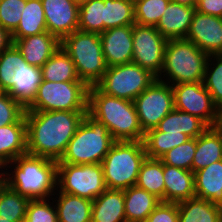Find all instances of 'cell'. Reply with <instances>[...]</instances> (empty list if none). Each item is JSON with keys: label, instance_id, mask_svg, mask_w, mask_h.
Returning <instances> with one entry per match:
<instances>
[{"label": "cell", "instance_id": "1", "mask_svg": "<svg viewBox=\"0 0 222 222\" xmlns=\"http://www.w3.org/2000/svg\"><path fill=\"white\" fill-rule=\"evenodd\" d=\"M88 111H25L27 153L59 161Z\"/></svg>", "mask_w": 222, "mask_h": 222}, {"label": "cell", "instance_id": "2", "mask_svg": "<svg viewBox=\"0 0 222 222\" xmlns=\"http://www.w3.org/2000/svg\"><path fill=\"white\" fill-rule=\"evenodd\" d=\"M57 165L58 161L45 157L28 153L20 155L4 166L14 169L11 173L4 171V183L30 200H46L56 193Z\"/></svg>", "mask_w": 222, "mask_h": 222}, {"label": "cell", "instance_id": "3", "mask_svg": "<svg viewBox=\"0 0 222 222\" xmlns=\"http://www.w3.org/2000/svg\"><path fill=\"white\" fill-rule=\"evenodd\" d=\"M88 113L103 123L115 141H143L134 101L103 93L97 86L88 90Z\"/></svg>", "mask_w": 222, "mask_h": 222}, {"label": "cell", "instance_id": "4", "mask_svg": "<svg viewBox=\"0 0 222 222\" xmlns=\"http://www.w3.org/2000/svg\"><path fill=\"white\" fill-rule=\"evenodd\" d=\"M114 142L108 128L87 112L58 163H101Z\"/></svg>", "mask_w": 222, "mask_h": 222}, {"label": "cell", "instance_id": "5", "mask_svg": "<svg viewBox=\"0 0 222 222\" xmlns=\"http://www.w3.org/2000/svg\"><path fill=\"white\" fill-rule=\"evenodd\" d=\"M208 58L209 55L201 51L193 42L186 39H170L164 51L161 71L164 76L157 79L171 85L172 83L203 82ZM165 76L166 81L162 79Z\"/></svg>", "mask_w": 222, "mask_h": 222}, {"label": "cell", "instance_id": "6", "mask_svg": "<svg viewBox=\"0 0 222 222\" xmlns=\"http://www.w3.org/2000/svg\"><path fill=\"white\" fill-rule=\"evenodd\" d=\"M146 157L143 141H115L101 162L106 188L125 190L136 186Z\"/></svg>", "mask_w": 222, "mask_h": 222}, {"label": "cell", "instance_id": "7", "mask_svg": "<svg viewBox=\"0 0 222 222\" xmlns=\"http://www.w3.org/2000/svg\"><path fill=\"white\" fill-rule=\"evenodd\" d=\"M61 47L74 62L80 80L88 87L102 80L108 66L100 34L76 30L61 40Z\"/></svg>", "mask_w": 222, "mask_h": 222}, {"label": "cell", "instance_id": "8", "mask_svg": "<svg viewBox=\"0 0 222 222\" xmlns=\"http://www.w3.org/2000/svg\"><path fill=\"white\" fill-rule=\"evenodd\" d=\"M88 90L82 81L42 80L26 111H88Z\"/></svg>", "mask_w": 222, "mask_h": 222}, {"label": "cell", "instance_id": "9", "mask_svg": "<svg viewBox=\"0 0 222 222\" xmlns=\"http://www.w3.org/2000/svg\"><path fill=\"white\" fill-rule=\"evenodd\" d=\"M157 77L134 62L108 67L96 85L103 93L134 101Z\"/></svg>", "mask_w": 222, "mask_h": 222}, {"label": "cell", "instance_id": "10", "mask_svg": "<svg viewBox=\"0 0 222 222\" xmlns=\"http://www.w3.org/2000/svg\"><path fill=\"white\" fill-rule=\"evenodd\" d=\"M106 189L101 163L85 165L58 163L56 191L93 201Z\"/></svg>", "mask_w": 222, "mask_h": 222}, {"label": "cell", "instance_id": "11", "mask_svg": "<svg viewBox=\"0 0 222 222\" xmlns=\"http://www.w3.org/2000/svg\"><path fill=\"white\" fill-rule=\"evenodd\" d=\"M140 126L144 133L156 128L174 106L172 85L156 79L135 98Z\"/></svg>", "mask_w": 222, "mask_h": 222}, {"label": "cell", "instance_id": "12", "mask_svg": "<svg viewBox=\"0 0 222 222\" xmlns=\"http://www.w3.org/2000/svg\"><path fill=\"white\" fill-rule=\"evenodd\" d=\"M132 62L161 77L167 39L155 26L133 24Z\"/></svg>", "mask_w": 222, "mask_h": 222}, {"label": "cell", "instance_id": "13", "mask_svg": "<svg viewBox=\"0 0 222 222\" xmlns=\"http://www.w3.org/2000/svg\"><path fill=\"white\" fill-rule=\"evenodd\" d=\"M175 109L202 119L209 127L218 126L222 118L203 82L172 84Z\"/></svg>", "mask_w": 222, "mask_h": 222}, {"label": "cell", "instance_id": "14", "mask_svg": "<svg viewBox=\"0 0 222 222\" xmlns=\"http://www.w3.org/2000/svg\"><path fill=\"white\" fill-rule=\"evenodd\" d=\"M185 39L208 55L222 54V18L195 11Z\"/></svg>", "mask_w": 222, "mask_h": 222}, {"label": "cell", "instance_id": "15", "mask_svg": "<svg viewBox=\"0 0 222 222\" xmlns=\"http://www.w3.org/2000/svg\"><path fill=\"white\" fill-rule=\"evenodd\" d=\"M47 31L60 41L78 30L79 5L73 0H41Z\"/></svg>", "mask_w": 222, "mask_h": 222}, {"label": "cell", "instance_id": "16", "mask_svg": "<svg viewBox=\"0 0 222 222\" xmlns=\"http://www.w3.org/2000/svg\"><path fill=\"white\" fill-rule=\"evenodd\" d=\"M133 25L105 30L100 34L102 51L108 67L132 62Z\"/></svg>", "mask_w": 222, "mask_h": 222}, {"label": "cell", "instance_id": "17", "mask_svg": "<svg viewBox=\"0 0 222 222\" xmlns=\"http://www.w3.org/2000/svg\"><path fill=\"white\" fill-rule=\"evenodd\" d=\"M24 60L41 68L61 46V41L48 31L12 41Z\"/></svg>", "mask_w": 222, "mask_h": 222}, {"label": "cell", "instance_id": "18", "mask_svg": "<svg viewBox=\"0 0 222 222\" xmlns=\"http://www.w3.org/2000/svg\"><path fill=\"white\" fill-rule=\"evenodd\" d=\"M196 7L181 5L170 1L156 29L167 39H185Z\"/></svg>", "mask_w": 222, "mask_h": 222}, {"label": "cell", "instance_id": "19", "mask_svg": "<svg viewBox=\"0 0 222 222\" xmlns=\"http://www.w3.org/2000/svg\"><path fill=\"white\" fill-rule=\"evenodd\" d=\"M164 202L179 203L195 197L194 173L163 164Z\"/></svg>", "mask_w": 222, "mask_h": 222}, {"label": "cell", "instance_id": "20", "mask_svg": "<svg viewBox=\"0 0 222 222\" xmlns=\"http://www.w3.org/2000/svg\"><path fill=\"white\" fill-rule=\"evenodd\" d=\"M42 81L41 68L22 62L10 80V89L7 91L25 108L32 102Z\"/></svg>", "mask_w": 222, "mask_h": 222}, {"label": "cell", "instance_id": "21", "mask_svg": "<svg viewBox=\"0 0 222 222\" xmlns=\"http://www.w3.org/2000/svg\"><path fill=\"white\" fill-rule=\"evenodd\" d=\"M27 153L25 115L17 122L0 127V164L5 166Z\"/></svg>", "mask_w": 222, "mask_h": 222}, {"label": "cell", "instance_id": "22", "mask_svg": "<svg viewBox=\"0 0 222 222\" xmlns=\"http://www.w3.org/2000/svg\"><path fill=\"white\" fill-rule=\"evenodd\" d=\"M222 160V128L208 127L196 138V152L192 161V172Z\"/></svg>", "mask_w": 222, "mask_h": 222}, {"label": "cell", "instance_id": "23", "mask_svg": "<svg viewBox=\"0 0 222 222\" xmlns=\"http://www.w3.org/2000/svg\"><path fill=\"white\" fill-rule=\"evenodd\" d=\"M91 222H126L124 190L106 189L92 202Z\"/></svg>", "mask_w": 222, "mask_h": 222}, {"label": "cell", "instance_id": "24", "mask_svg": "<svg viewBox=\"0 0 222 222\" xmlns=\"http://www.w3.org/2000/svg\"><path fill=\"white\" fill-rule=\"evenodd\" d=\"M195 196L222 207V160L194 172Z\"/></svg>", "mask_w": 222, "mask_h": 222}, {"label": "cell", "instance_id": "25", "mask_svg": "<svg viewBox=\"0 0 222 222\" xmlns=\"http://www.w3.org/2000/svg\"><path fill=\"white\" fill-rule=\"evenodd\" d=\"M161 202L154 194L137 186L124 190L126 222H145L147 217Z\"/></svg>", "mask_w": 222, "mask_h": 222}, {"label": "cell", "instance_id": "26", "mask_svg": "<svg viewBox=\"0 0 222 222\" xmlns=\"http://www.w3.org/2000/svg\"><path fill=\"white\" fill-rule=\"evenodd\" d=\"M54 198L58 222H91L92 200L57 191ZM56 199V200H55Z\"/></svg>", "mask_w": 222, "mask_h": 222}, {"label": "cell", "instance_id": "27", "mask_svg": "<svg viewBox=\"0 0 222 222\" xmlns=\"http://www.w3.org/2000/svg\"><path fill=\"white\" fill-rule=\"evenodd\" d=\"M178 204V222H222V207L193 197Z\"/></svg>", "mask_w": 222, "mask_h": 222}, {"label": "cell", "instance_id": "28", "mask_svg": "<svg viewBox=\"0 0 222 222\" xmlns=\"http://www.w3.org/2000/svg\"><path fill=\"white\" fill-rule=\"evenodd\" d=\"M209 126L199 117L173 109L156 127L161 132L183 133L190 138H197Z\"/></svg>", "mask_w": 222, "mask_h": 222}, {"label": "cell", "instance_id": "29", "mask_svg": "<svg viewBox=\"0 0 222 222\" xmlns=\"http://www.w3.org/2000/svg\"><path fill=\"white\" fill-rule=\"evenodd\" d=\"M47 31L41 0H26L18 27L11 34L12 41Z\"/></svg>", "mask_w": 222, "mask_h": 222}, {"label": "cell", "instance_id": "30", "mask_svg": "<svg viewBox=\"0 0 222 222\" xmlns=\"http://www.w3.org/2000/svg\"><path fill=\"white\" fill-rule=\"evenodd\" d=\"M42 80L51 82L81 81L75 64L60 46L41 67Z\"/></svg>", "mask_w": 222, "mask_h": 222}, {"label": "cell", "instance_id": "31", "mask_svg": "<svg viewBox=\"0 0 222 222\" xmlns=\"http://www.w3.org/2000/svg\"><path fill=\"white\" fill-rule=\"evenodd\" d=\"M191 138L183 133L161 132L157 128L148 130L144 136L146 156L152 159H160L165 153Z\"/></svg>", "mask_w": 222, "mask_h": 222}, {"label": "cell", "instance_id": "32", "mask_svg": "<svg viewBox=\"0 0 222 222\" xmlns=\"http://www.w3.org/2000/svg\"><path fill=\"white\" fill-rule=\"evenodd\" d=\"M136 186L164 202L163 162L160 159L146 157L141 164Z\"/></svg>", "mask_w": 222, "mask_h": 222}, {"label": "cell", "instance_id": "33", "mask_svg": "<svg viewBox=\"0 0 222 222\" xmlns=\"http://www.w3.org/2000/svg\"><path fill=\"white\" fill-rule=\"evenodd\" d=\"M30 201L28 197L20 195L4 183L0 187V217L12 222H22Z\"/></svg>", "mask_w": 222, "mask_h": 222}, {"label": "cell", "instance_id": "34", "mask_svg": "<svg viewBox=\"0 0 222 222\" xmlns=\"http://www.w3.org/2000/svg\"><path fill=\"white\" fill-rule=\"evenodd\" d=\"M104 31L135 24L134 3L128 0H104Z\"/></svg>", "mask_w": 222, "mask_h": 222}, {"label": "cell", "instance_id": "35", "mask_svg": "<svg viewBox=\"0 0 222 222\" xmlns=\"http://www.w3.org/2000/svg\"><path fill=\"white\" fill-rule=\"evenodd\" d=\"M104 0H88L79 5L78 30L101 34L104 32Z\"/></svg>", "mask_w": 222, "mask_h": 222}, {"label": "cell", "instance_id": "36", "mask_svg": "<svg viewBox=\"0 0 222 222\" xmlns=\"http://www.w3.org/2000/svg\"><path fill=\"white\" fill-rule=\"evenodd\" d=\"M203 84L211 95L216 110L222 118V54L209 55Z\"/></svg>", "mask_w": 222, "mask_h": 222}, {"label": "cell", "instance_id": "37", "mask_svg": "<svg viewBox=\"0 0 222 222\" xmlns=\"http://www.w3.org/2000/svg\"><path fill=\"white\" fill-rule=\"evenodd\" d=\"M171 0H139L134 3L135 24L157 26Z\"/></svg>", "mask_w": 222, "mask_h": 222}, {"label": "cell", "instance_id": "38", "mask_svg": "<svg viewBox=\"0 0 222 222\" xmlns=\"http://www.w3.org/2000/svg\"><path fill=\"white\" fill-rule=\"evenodd\" d=\"M22 62L26 61L13 43L0 54V91L10 89V80Z\"/></svg>", "mask_w": 222, "mask_h": 222}, {"label": "cell", "instance_id": "39", "mask_svg": "<svg viewBox=\"0 0 222 222\" xmlns=\"http://www.w3.org/2000/svg\"><path fill=\"white\" fill-rule=\"evenodd\" d=\"M196 152V138L172 148L160 160L163 164L192 171V161Z\"/></svg>", "mask_w": 222, "mask_h": 222}, {"label": "cell", "instance_id": "40", "mask_svg": "<svg viewBox=\"0 0 222 222\" xmlns=\"http://www.w3.org/2000/svg\"><path fill=\"white\" fill-rule=\"evenodd\" d=\"M26 0H0V26L12 34L18 27Z\"/></svg>", "mask_w": 222, "mask_h": 222}, {"label": "cell", "instance_id": "41", "mask_svg": "<svg viewBox=\"0 0 222 222\" xmlns=\"http://www.w3.org/2000/svg\"><path fill=\"white\" fill-rule=\"evenodd\" d=\"M49 200H31L22 222H58L56 206Z\"/></svg>", "mask_w": 222, "mask_h": 222}, {"label": "cell", "instance_id": "42", "mask_svg": "<svg viewBox=\"0 0 222 222\" xmlns=\"http://www.w3.org/2000/svg\"><path fill=\"white\" fill-rule=\"evenodd\" d=\"M26 108L7 92L0 91V127L17 123L24 115Z\"/></svg>", "mask_w": 222, "mask_h": 222}, {"label": "cell", "instance_id": "43", "mask_svg": "<svg viewBox=\"0 0 222 222\" xmlns=\"http://www.w3.org/2000/svg\"><path fill=\"white\" fill-rule=\"evenodd\" d=\"M178 204L171 202H160L145 222H178Z\"/></svg>", "mask_w": 222, "mask_h": 222}, {"label": "cell", "instance_id": "44", "mask_svg": "<svg viewBox=\"0 0 222 222\" xmlns=\"http://www.w3.org/2000/svg\"><path fill=\"white\" fill-rule=\"evenodd\" d=\"M196 11L222 18V0H198Z\"/></svg>", "mask_w": 222, "mask_h": 222}, {"label": "cell", "instance_id": "45", "mask_svg": "<svg viewBox=\"0 0 222 222\" xmlns=\"http://www.w3.org/2000/svg\"><path fill=\"white\" fill-rule=\"evenodd\" d=\"M11 34L0 26V54L12 44Z\"/></svg>", "mask_w": 222, "mask_h": 222}, {"label": "cell", "instance_id": "46", "mask_svg": "<svg viewBox=\"0 0 222 222\" xmlns=\"http://www.w3.org/2000/svg\"><path fill=\"white\" fill-rule=\"evenodd\" d=\"M174 3L186 5L190 7H196L198 0H171Z\"/></svg>", "mask_w": 222, "mask_h": 222}, {"label": "cell", "instance_id": "47", "mask_svg": "<svg viewBox=\"0 0 222 222\" xmlns=\"http://www.w3.org/2000/svg\"><path fill=\"white\" fill-rule=\"evenodd\" d=\"M2 168L4 169V166H0V171H3L0 172V187L4 184V170Z\"/></svg>", "mask_w": 222, "mask_h": 222}, {"label": "cell", "instance_id": "48", "mask_svg": "<svg viewBox=\"0 0 222 222\" xmlns=\"http://www.w3.org/2000/svg\"><path fill=\"white\" fill-rule=\"evenodd\" d=\"M74 2H76L78 5H80L81 3L87 2L88 0H73Z\"/></svg>", "mask_w": 222, "mask_h": 222}, {"label": "cell", "instance_id": "49", "mask_svg": "<svg viewBox=\"0 0 222 222\" xmlns=\"http://www.w3.org/2000/svg\"><path fill=\"white\" fill-rule=\"evenodd\" d=\"M0 222H12V221H9L8 219H4L3 217H0Z\"/></svg>", "mask_w": 222, "mask_h": 222}, {"label": "cell", "instance_id": "50", "mask_svg": "<svg viewBox=\"0 0 222 222\" xmlns=\"http://www.w3.org/2000/svg\"><path fill=\"white\" fill-rule=\"evenodd\" d=\"M128 1H131V2L135 3L136 1H139V0H128Z\"/></svg>", "mask_w": 222, "mask_h": 222}, {"label": "cell", "instance_id": "51", "mask_svg": "<svg viewBox=\"0 0 222 222\" xmlns=\"http://www.w3.org/2000/svg\"><path fill=\"white\" fill-rule=\"evenodd\" d=\"M219 126L222 128V120H221V122L219 123Z\"/></svg>", "mask_w": 222, "mask_h": 222}]
</instances>
